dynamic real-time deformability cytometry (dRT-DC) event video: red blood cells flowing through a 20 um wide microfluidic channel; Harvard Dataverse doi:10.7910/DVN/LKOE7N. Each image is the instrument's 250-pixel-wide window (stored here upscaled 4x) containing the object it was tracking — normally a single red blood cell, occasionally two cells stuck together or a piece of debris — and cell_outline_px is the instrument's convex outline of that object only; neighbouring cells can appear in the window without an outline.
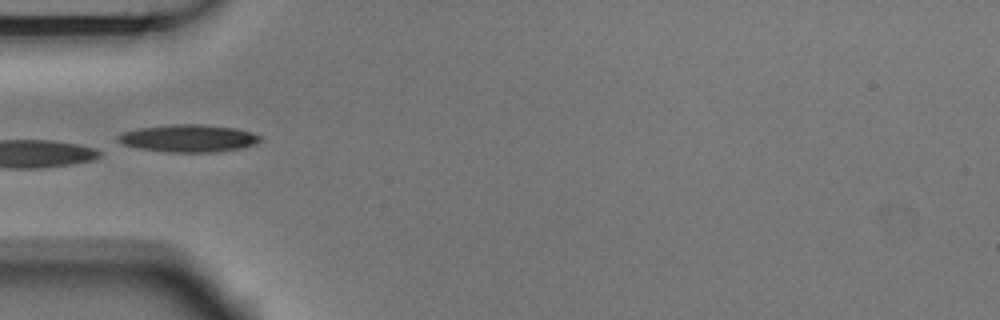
{"species": "Egyptian fruit bat (a non-hibernating species)", "species_latin": "Rousettus aegyptiacus", "temperature_condition": "room temperature", "stored_images_in_passage": 5, "camera_frame_rate_fps": 3000, "um_per_image_px": 0.085, "animal": {"sex": "male"}, "frame": {"image": 1, "passage_image": 5, "time_ms": 1.333, "image_size_px": [1000, 320], "cell_outline_px": [[264, 140], [256, 144], [240, 148], [212, 152], [164, 152], [140, 148], [124, 144], [116, 140], [116, 136], [120, 132], [140, 128], [172, 124], [200, 124], [236, 128], [252, 132], [260, 136]], "centroid_in_image_um": [16.03, 11.75], "position_along_channel_um": 69.0, "area_um2": 22.83}}